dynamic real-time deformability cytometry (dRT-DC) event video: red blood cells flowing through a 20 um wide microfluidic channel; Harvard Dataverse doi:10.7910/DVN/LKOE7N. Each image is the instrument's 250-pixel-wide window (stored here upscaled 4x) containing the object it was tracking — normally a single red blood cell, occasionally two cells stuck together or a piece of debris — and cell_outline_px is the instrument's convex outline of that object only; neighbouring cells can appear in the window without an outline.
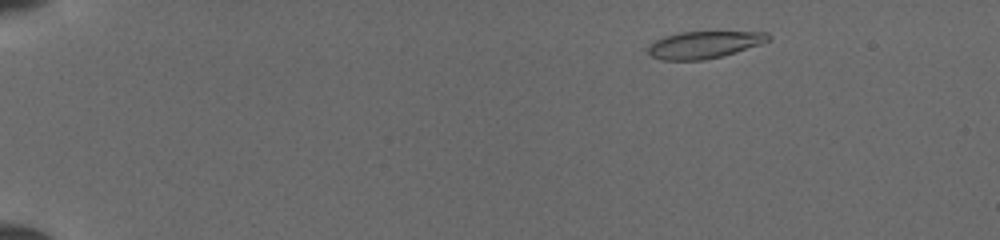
{"species": "common noctule bat (a hibernating species)", "species_latin": "Nyctalus noctula", "temperature_condition": "cold", "stored_images_in_passage": 40, "camera_frame_rate_fps": 3000, "um_per_image_px": 0.085, "animal": {"sex": "female", "body_mass_g": 19.5, "forearm_length_mm": 54.1}, "frame": {"image": 1, "passage_image": 4, "time_ms": 1.333, "image_size_px": [1000, 240], "cell_outline_px": [[772, 40], [760, 44], [720, 56], [704, 60], [660, 60], [652, 56], [648, 52], [648, 48], [656, 40], [664, 36], [680, 32], [768, 32], [772, 36]], "centroid_in_image_um": [59.87, 3.79], "position_along_channel_um": 25.1, "area_um2": 18.79}}
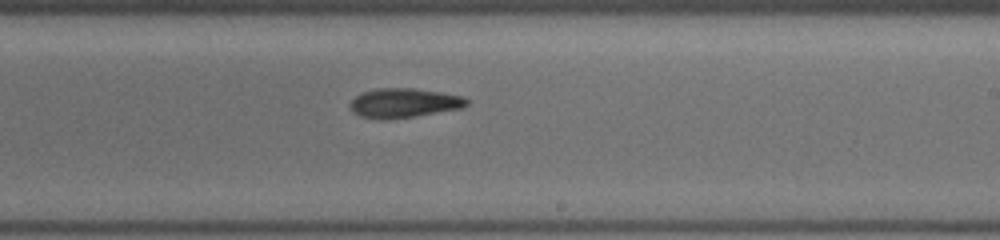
{"frame": {"image": 2, "passage_image": 24, "time_ms": 9.667, "image_size_px": [1000, 240], "cell_outline_px": [[468, 104], [460, 108], [412, 116], [380, 120], [360, 116], [352, 112], [348, 104], [356, 96], [364, 92], [376, 88], [416, 88], [464, 96], [468, 100]], "centroid_in_image_um": [34.29, 8.74], "position_along_channel_um": 254.7, "area_um2": 19.83}}
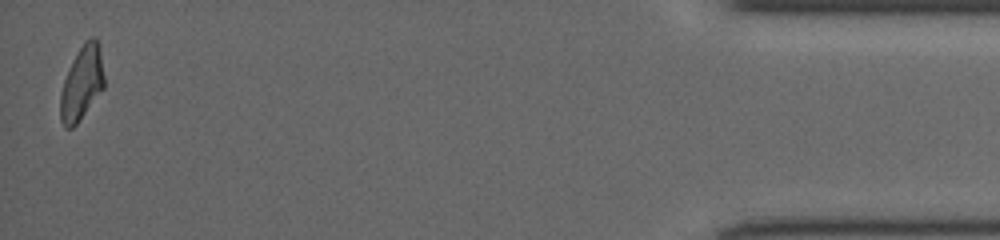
{"frame": {"image": 3, "passage_image": 39, "time_ms": 15.667, "image_size_px": [1000, 240], "cell_outline_px": [[104, 88], [76, 124], [72, 128], [64, 128], [60, 120], [60, 92], [68, 68], [76, 52], [84, 40], [92, 36], [96, 36], [100, 44], [104, 76]], "centroid_in_image_um": [6.95, 7.01], "position_along_channel_um": 428.2, "area_um2": 19.19}}